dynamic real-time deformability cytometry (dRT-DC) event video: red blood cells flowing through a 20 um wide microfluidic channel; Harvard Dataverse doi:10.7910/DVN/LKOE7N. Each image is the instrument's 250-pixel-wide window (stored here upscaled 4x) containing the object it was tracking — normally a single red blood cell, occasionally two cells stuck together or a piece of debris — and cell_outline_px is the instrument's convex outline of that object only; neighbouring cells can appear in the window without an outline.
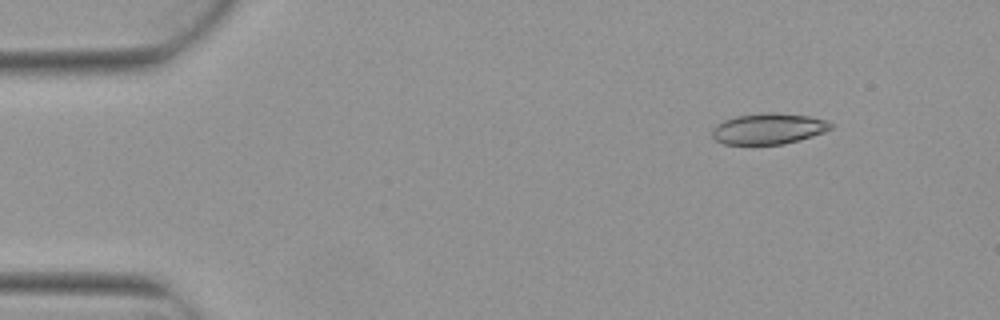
{"species": "Egyptian fruit bat (a non-hibernating species)", "species_latin": "Rousettus aegyptiacus", "temperature_condition": "warm", "stored_images_in_passage": 4, "camera_frame_rate_fps": 3000, "um_per_image_px": 0.085, "animal": {"sex": "female"}, "frame": {"image": 1, "passage_image": 1, "time_ms": 0.0, "image_size_px": [1000, 320], "cell_outline_px": [[836, 124], [832, 128], [824, 132], [812, 136], [784, 144], [724, 144], [716, 140], [712, 136], [712, 128], [716, 124], [724, 120], [736, 116], [764, 112], [776, 112], [808, 116], [828, 120]], "centroid_in_image_um": [65.34, 10.93], "position_along_channel_um": 19.7, "area_um2": 21.56}}
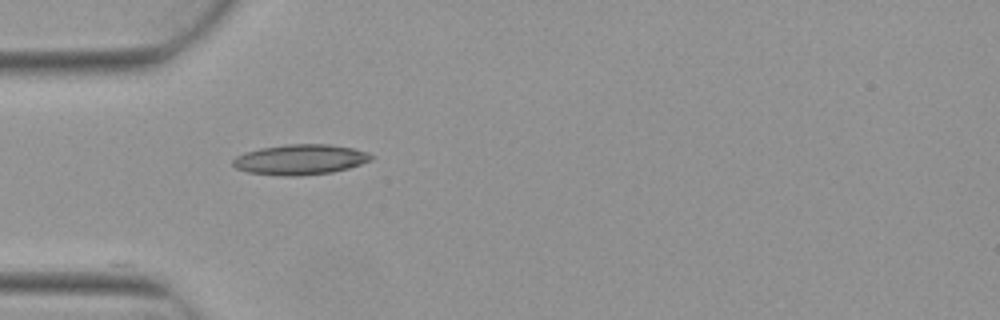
{"frame": {"image": 2, "passage_image": 4, "time_ms": 1.0, "image_size_px": [1000, 320], "cell_outline_px": [[376, 156], [372, 160], [348, 168], [332, 172], [296, 176], [288, 176], [248, 172], [236, 168], [232, 164], [232, 160], [236, 156], [244, 152], [260, 148], [288, 144], [328, 144], [352, 148], [368, 152]], "centroid_in_image_um": [25.53, 13.55], "position_along_channel_um": 59.5, "area_um2": 24.39}}